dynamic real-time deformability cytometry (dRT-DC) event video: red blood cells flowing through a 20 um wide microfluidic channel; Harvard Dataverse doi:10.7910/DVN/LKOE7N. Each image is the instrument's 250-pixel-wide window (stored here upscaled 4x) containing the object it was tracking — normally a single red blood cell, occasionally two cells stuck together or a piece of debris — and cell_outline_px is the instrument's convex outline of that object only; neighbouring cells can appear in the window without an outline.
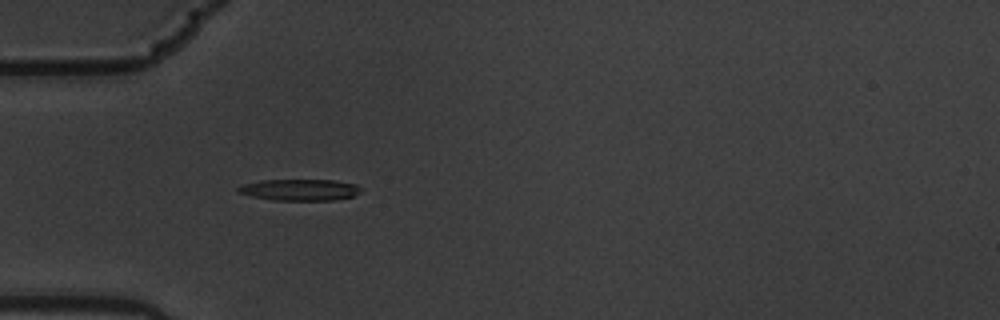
{"species": "common noctule bat (a hibernating species)", "species_latin": "Nyctalus noctula", "temperature_condition": "warm", "stored_images_in_passage": 3, "camera_frame_rate_fps": 3000, "um_per_image_px": 0.085, "animal": {"sex": "male", "body_mass_g": 19.5, "forearm_length_mm": 54.6}, "frame": {"image": 1, "passage_image": 1, "time_ms": 0.0, "image_size_px": [1000, 320], "cell_outline_px": [[360, 188], [352, 196], [332, 200], [272, 200], [252, 196], [236, 192], [236, 188], [244, 184], [260, 180], [336, 180], [356, 184]], "centroid_in_image_um": [25.41, 16.13], "position_along_channel_um": 59.6, "area_um2": 15.14}}
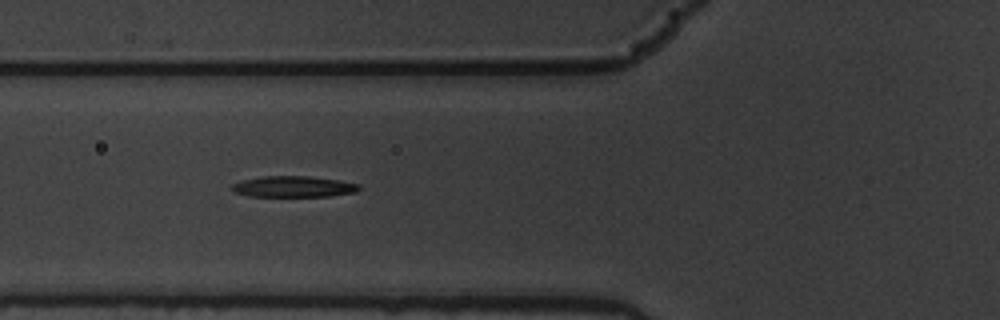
{"frame": {"image": 2, "passage_image": 2, "time_ms": 0.333, "image_size_px": [1000, 320], "cell_outline_px": [[360, 188], [356, 192], [328, 196], [248, 196], [236, 192], [232, 188], [232, 184], [244, 180], [264, 176], [308, 176], [340, 180], [360, 184]], "centroid_in_image_um": [24.99, 15.86], "position_along_channel_um": 100.8, "area_um2": 15.43}}
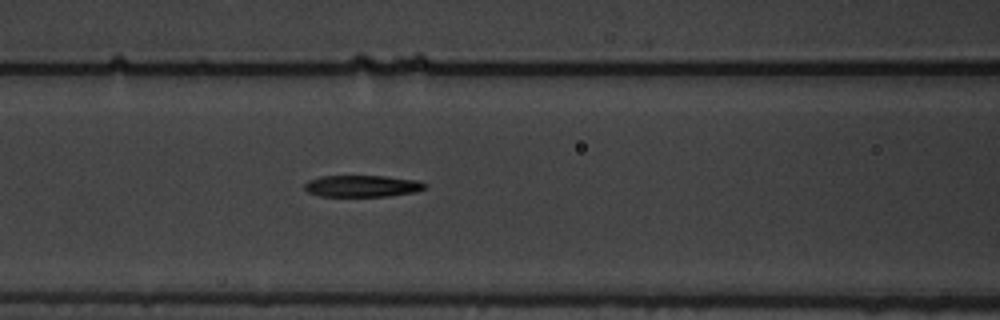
{"frame": {"image": 3, "passage_image": 3, "time_ms": 0.667, "image_size_px": [1000, 320], "cell_outline_px": [[424, 188], [416, 192], [388, 196], [320, 196], [308, 192], [304, 188], [304, 184], [308, 180], [320, 176], [384, 176], [416, 180], [424, 184]], "centroid_in_image_um": [30.73, 15.81], "position_along_channel_um": 135.9, "area_um2": 15.09}}